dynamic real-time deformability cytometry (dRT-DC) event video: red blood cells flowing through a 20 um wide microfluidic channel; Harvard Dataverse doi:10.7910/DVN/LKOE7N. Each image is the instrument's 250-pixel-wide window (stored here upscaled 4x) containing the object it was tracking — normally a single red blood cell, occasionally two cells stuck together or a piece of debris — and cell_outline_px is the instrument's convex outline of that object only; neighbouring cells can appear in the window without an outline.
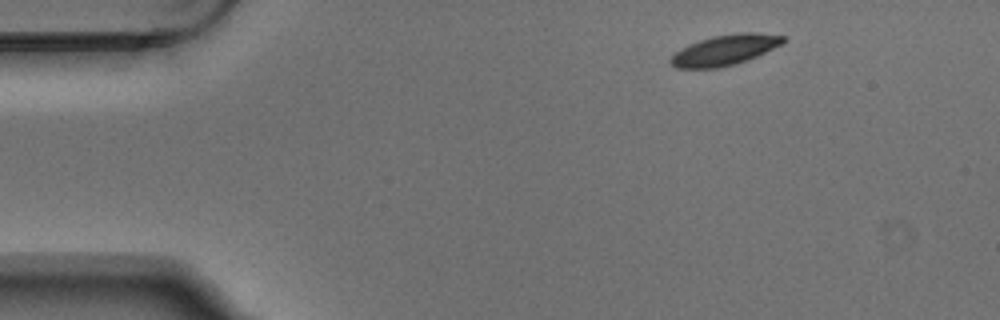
{"species": "Egyptian fruit bat (a non-hibernating species)", "species_latin": "Rousettus aegyptiacus", "temperature_condition": "warm", "stored_images_in_passage": 3, "camera_frame_rate_fps": 3000, "um_per_image_px": 0.085, "animal": {"sex": "male"}, "frame": {"image": 1, "passage_image": 1, "time_ms": 0.0, "image_size_px": [1000, 320], "cell_outline_px": [[784, 44], [756, 56], [736, 64], [716, 68], [676, 68], [668, 60], [680, 48], [688, 44], [712, 36], [740, 32], [752, 32], [784, 36]], "centroid_in_image_um": [61.6, 4.25], "position_along_channel_um": 23.4, "area_um2": 19.88}}